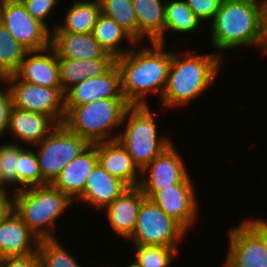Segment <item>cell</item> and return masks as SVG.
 Listing matches in <instances>:
<instances>
[{"instance_id":"1","label":"cell","mask_w":267,"mask_h":267,"mask_svg":"<svg viewBox=\"0 0 267 267\" xmlns=\"http://www.w3.org/2000/svg\"><path fill=\"white\" fill-rule=\"evenodd\" d=\"M137 43L124 55L116 58L121 74V91L130 106L150 105L149 96L158 95V102L165 91L172 51L167 45L148 42ZM139 49H136L138 46Z\"/></svg>"},{"instance_id":"2","label":"cell","mask_w":267,"mask_h":267,"mask_svg":"<svg viewBox=\"0 0 267 267\" xmlns=\"http://www.w3.org/2000/svg\"><path fill=\"white\" fill-rule=\"evenodd\" d=\"M207 26L211 29V46L222 59L227 51L243 46H256L263 55L266 1L222 0L214 19Z\"/></svg>"},{"instance_id":"3","label":"cell","mask_w":267,"mask_h":267,"mask_svg":"<svg viewBox=\"0 0 267 267\" xmlns=\"http://www.w3.org/2000/svg\"><path fill=\"white\" fill-rule=\"evenodd\" d=\"M224 60L216 53L195 54L189 51H172L168 80L161 97L160 109H184L190 102L215 84Z\"/></svg>"},{"instance_id":"4","label":"cell","mask_w":267,"mask_h":267,"mask_svg":"<svg viewBox=\"0 0 267 267\" xmlns=\"http://www.w3.org/2000/svg\"><path fill=\"white\" fill-rule=\"evenodd\" d=\"M72 205L74 202L52 184L14 192L15 212L39 240L57 238L56 221Z\"/></svg>"},{"instance_id":"5","label":"cell","mask_w":267,"mask_h":267,"mask_svg":"<svg viewBox=\"0 0 267 267\" xmlns=\"http://www.w3.org/2000/svg\"><path fill=\"white\" fill-rule=\"evenodd\" d=\"M129 106L124 98H108L74 106L66 112L63 124L89 144L116 140Z\"/></svg>"},{"instance_id":"6","label":"cell","mask_w":267,"mask_h":267,"mask_svg":"<svg viewBox=\"0 0 267 267\" xmlns=\"http://www.w3.org/2000/svg\"><path fill=\"white\" fill-rule=\"evenodd\" d=\"M155 114L150 105H139L129 106L123 116L118 140L140 170L173 143L169 136L159 135Z\"/></svg>"},{"instance_id":"7","label":"cell","mask_w":267,"mask_h":267,"mask_svg":"<svg viewBox=\"0 0 267 267\" xmlns=\"http://www.w3.org/2000/svg\"><path fill=\"white\" fill-rule=\"evenodd\" d=\"M90 144L64 124H58L41 142L33 145L42 179L52 184L61 170Z\"/></svg>"},{"instance_id":"8","label":"cell","mask_w":267,"mask_h":267,"mask_svg":"<svg viewBox=\"0 0 267 267\" xmlns=\"http://www.w3.org/2000/svg\"><path fill=\"white\" fill-rule=\"evenodd\" d=\"M188 232L150 198L142 201L136 228L128 239L133 245L179 248Z\"/></svg>"},{"instance_id":"9","label":"cell","mask_w":267,"mask_h":267,"mask_svg":"<svg viewBox=\"0 0 267 267\" xmlns=\"http://www.w3.org/2000/svg\"><path fill=\"white\" fill-rule=\"evenodd\" d=\"M228 231L223 267H267V236L249 216Z\"/></svg>"},{"instance_id":"10","label":"cell","mask_w":267,"mask_h":267,"mask_svg":"<svg viewBox=\"0 0 267 267\" xmlns=\"http://www.w3.org/2000/svg\"><path fill=\"white\" fill-rule=\"evenodd\" d=\"M5 83L12 94L13 106L50 116L57 124L65 118V96L62 88L43 87L20 80L15 74L7 76Z\"/></svg>"},{"instance_id":"11","label":"cell","mask_w":267,"mask_h":267,"mask_svg":"<svg viewBox=\"0 0 267 267\" xmlns=\"http://www.w3.org/2000/svg\"><path fill=\"white\" fill-rule=\"evenodd\" d=\"M0 22L27 51L51 46V31L35 20L20 0L0 1Z\"/></svg>"},{"instance_id":"12","label":"cell","mask_w":267,"mask_h":267,"mask_svg":"<svg viewBox=\"0 0 267 267\" xmlns=\"http://www.w3.org/2000/svg\"><path fill=\"white\" fill-rule=\"evenodd\" d=\"M183 157L173 142L141 170L138 187L145 197L151 198L157 191L173 184L193 181Z\"/></svg>"},{"instance_id":"13","label":"cell","mask_w":267,"mask_h":267,"mask_svg":"<svg viewBox=\"0 0 267 267\" xmlns=\"http://www.w3.org/2000/svg\"><path fill=\"white\" fill-rule=\"evenodd\" d=\"M193 182H179L157 191L150 199L188 233L199 218L200 204Z\"/></svg>"},{"instance_id":"14","label":"cell","mask_w":267,"mask_h":267,"mask_svg":"<svg viewBox=\"0 0 267 267\" xmlns=\"http://www.w3.org/2000/svg\"><path fill=\"white\" fill-rule=\"evenodd\" d=\"M65 111L74 106L108 98H124L121 74L116 63L104 74L73 85L65 94Z\"/></svg>"},{"instance_id":"15","label":"cell","mask_w":267,"mask_h":267,"mask_svg":"<svg viewBox=\"0 0 267 267\" xmlns=\"http://www.w3.org/2000/svg\"><path fill=\"white\" fill-rule=\"evenodd\" d=\"M98 163L97 143L90 144L65 165L52 185L75 203L82 197L87 179Z\"/></svg>"},{"instance_id":"16","label":"cell","mask_w":267,"mask_h":267,"mask_svg":"<svg viewBox=\"0 0 267 267\" xmlns=\"http://www.w3.org/2000/svg\"><path fill=\"white\" fill-rule=\"evenodd\" d=\"M15 75L28 83L43 87L62 88L58 57L51 46L39 51H28Z\"/></svg>"},{"instance_id":"17","label":"cell","mask_w":267,"mask_h":267,"mask_svg":"<svg viewBox=\"0 0 267 267\" xmlns=\"http://www.w3.org/2000/svg\"><path fill=\"white\" fill-rule=\"evenodd\" d=\"M144 198L145 195L138 186L129 187L104 209L108 224L118 237L127 241L131 237Z\"/></svg>"},{"instance_id":"18","label":"cell","mask_w":267,"mask_h":267,"mask_svg":"<svg viewBox=\"0 0 267 267\" xmlns=\"http://www.w3.org/2000/svg\"><path fill=\"white\" fill-rule=\"evenodd\" d=\"M39 243L38 237L15 210L0 222V259L36 253Z\"/></svg>"},{"instance_id":"19","label":"cell","mask_w":267,"mask_h":267,"mask_svg":"<svg viewBox=\"0 0 267 267\" xmlns=\"http://www.w3.org/2000/svg\"><path fill=\"white\" fill-rule=\"evenodd\" d=\"M128 188L129 186L125 182L111 176L98 163L90 173L83 195L77 203L91 206L90 208L93 207L96 211L102 212Z\"/></svg>"},{"instance_id":"20","label":"cell","mask_w":267,"mask_h":267,"mask_svg":"<svg viewBox=\"0 0 267 267\" xmlns=\"http://www.w3.org/2000/svg\"><path fill=\"white\" fill-rule=\"evenodd\" d=\"M58 124L48 115L12 107L7 134L14 137L12 143L33 146L46 138ZM9 132V133H8ZM21 142V143H20Z\"/></svg>"},{"instance_id":"21","label":"cell","mask_w":267,"mask_h":267,"mask_svg":"<svg viewBox=\"0 0 267 267\" xmlns=\"http://www.w3.org/2000/svg\"><path fill=\"white\" fill-rule=\"evenodd\" d=\"M97 153L99 163L111 176L129 187L139 185L141 170L118 139L97 143Z\"/></svg>"},{"instance_id":"22","label":"cell","mask_w":267,"mask_h":267,"mask_svg":"<svg viewBox=\"0 0 267 267\" xmlns=\"http://www.w3.org/2000/svg\"><path fill=\"white\" fill-rule=\"evenodd\" d=\"M51 47L58 58L74 60L115 58L104 50L92 33H51Z\"/></svg>"},{"instance_id":"23","label":"cell","mask_w":267,"mask_h":267,"mask_svg":"<svg viewBox=\"0 0 267 267\" xmlns=\"http://www.w3.org/2000/svg\"><path fill=\"white\" fill-rule=\"evenodd\" d=\"M166 0H132L138 22V43L164 44Z\"/></svg>"},{"instance_id":"24","label":"cell","mask_w":267,"mask_h":267,"mask_svg":"<svg viewBox=\"0 0 267 267\" xmlns=\"http://www.w3.org/2000/svg\"><path fill=\"white\" fill-rule=\"evenodd\" d=\"M115 63L116 58H93L89 60L58 58L62 91L65 93L73 85L85 79L106 73Z\"/></svg>"},{"instance_id":"25","label":"cell","mask_w":267,"mask_h":267,"mask_svg":"<svg viewBox=\"0 0 267 267\" xmlns=\"http://www.w3.org/2000/svg\"><path fill=\"white\" fill-rule=\"evenodd\" d=\"M63 16L62 23H56L51 33H92L101 14L99 0H73Z\"/></svg>"},{"instance_id":"26","label":"cell","mask_w":267,"mask_h":267,"mask_svg":"<svg viewBox=\"0 0 267 267\" xmlns=\"http://www.w3.org/2000/svg\"><path fill=\"white\" fill-rule=\"evenodd\" d=\"M92 34L104 50L107 53L112 54L115 58L124 55L137 44L127 31L123 29L114 19H111L102 13L97 19ZM125 40L128 42V46H132L131 48H127V44L126 46L125 44H122L123 42L125 43ZM122 45H124V47Z\"/></svg>"},{"instance_id":"27","label":"cell","mask_w":267,"mask_h":267,"mask_svg":"<svg viewBox=\"0 0 267 267\" xmlns=\"http://www.w3.org/2000/svg\"><path fill=\"white\" fill-rule=\"evenodd\" d=\"M203 25L196 15L188 7L186 0H166L165 1V26L164 44L166 45V33H177L179 35H189L198 33ZM199 30V31H198ZM168 31V32H167ZM170 31V32H169Z\"/></svg>"},{"instance_id":"28","label":"cell","mask_w":267,"mask_h":267,"mask_svg":"<svg viewBox=\"0 0 267 267\" xmlns=\"http://www.w3.org/2000/svg\"><path fill=\"white\" fill-rule=\"evenodd\" d=\"M28 149L19 144V158L17 161V191L47 183L42 179L37 153L34 147Z\"/></svg>"},{"instance_id":"29","label":"cell","mask_w":267,"mask_h":267,"mask_svg":"<svg viewBox=\"0 0 267 267\" xmlns=\"http://www.w3.org/2000/svg\"><path fill=\"white\" fill-rule=\"evenodd\" d=\"M101 13L114 19L138 43V22L132 0H99Z\"/></svg>"},{"instance_id":"30","label":"cell","mask_w":267,"mask_h":267,"mask_svg":"<svg viewBox=\"0 0 267 267\" xmlns=\"http://www.w3.org/2000/svg\"><path fill=\"white\" fill-rule=\"evenodd\" d=\"M27 52L0 22V73L4 78L17 72Z\"/></svg>"},{"instance_id":"31","label":"cell","mask_w":267,"mask_h":267,"mask_svg":"<svg viewBox=\"0 0 267 267\" xmlns=\"http://www.w3.org/2000/svg\"><path fill=\"white\" fill-rule=\"evenodd\" d=\"M62 244L59 237L40 240L37 251L39 267H83Z\"/></svg>"},{"instance_id":"32","label":"cell","mask_w":267,"mask_h":267,"mask_svg":"<svg viewBox=\"0 0 267 267\" xmlns=\"http://www.w3.org/2000/svg\"><path fill=\"white\" fill-rule=\"evenodd\" d=\"M134 252L133 262L139 267H171L180 250L165 246L132 245Z\"/></svg>"},{"instance_id":"33","label":"cell","mask_w":267,"mask_h":267,"mask_svg":"<svg viewBox=\"0 0 267 267\" xmlns=\"http://www.w3.org/2000/svg\"><path fill=\"white\" fill-rule=\"evenodd\" d=\"M9 142L0 143V189L17 192L19 144Z\"/></svg>"},{"instance_id":"34","label":"cell","mask_w":267,"mask_h":267,"mask_svg":"<svg viewBox=\"0 0 267 267\" xmlns=\"http://www.w3.org/2000/svg\"><path fill=\"white\" fill-rule=\"evenodd\" d=\"M25 6L27 12L40 23L45 25L51 32L54 30V26L51 24L49 26L47 19L49 15L54 13V9H57L59 5V0H20ZM53 11V12H52ZM53 26V27H52Z\"/></svg>"},{"instance_id":"35","label":"cell","mask_w":267,"mask_h":267,"mask_svg":"<svg viewBox=\"0 0 267 267\" xmlns=\"http://www.w3.org/2000/svg\"><path fill=\"white\" fill-rule=\"evenodd\" d=\"M222 0H186L188 7L202 25L210 24L219 9ZM206 22V23H205Z\"/></svg>"},{"instance_id":"36","label":"cell","mask_w":267,"mask_h":267,"mask_svg":"<svg viewBox=\"0 0 267 267\" xmlns=\"http://www.w3.org/2000/svg\"><path fill=\"white\" fill-rule=\"evenodd\" d=\"M7 87H6V86ZM5 87V89L3 88ZM13 107L12 94L9 89V86L3 82V85L0 86V138L6 135L11 109Z\"/></svg>"},{"instance_id":"37","label":"cell","mask_w":267,"mask_h":267,"mask_svg":"<svg viewBox=\"0 0 267 267\" xmlns=\"http://www.w3.org/2000/svg\"><path fill=\"white\" fill-rule=\"evenodd\" d=\"M0 267H39L38 252L26 256L1 258Z\"/></svg>"},{"instance_id":"38","label":"cell","mask_w":267,"mask_h":267,"mask_svg":"<svg viewBox=\"0 0 267 267\" xmlns=\"http://www.w3.org/2000/svg\"><path fill=\"white\" fill-rule=\"evenodd\" d=\"M14 210V192L0 189V222Z\"/></svg>"},{"instance_id":"39","label":"cell","mask_w":267,"mask_h":267,"mask_svg":"<svg viewBox=\"0 0 267 267\" xmlns=\"http://www.w3.org/2000/svg\"><path fill=\"white\" fill-rule=\"evenodd\" d=\"M267 236V219L249 217Z\"/></svg>"},{"instance_id":"40","label":"cell","mask_w":267,"mask_h":267,"mask_svg":"<svg viewBox=\"0 0 267 267\" xmlns=\"http://www.w3.org/2000/svg\"><path fill=\"white\" fill-rule=\"evenodd\" d=\"M263 55L267 56V17H266V26H265V45H264Z\"/></svg>"},{"instance_id":"41","label":"cell","mask_w":267,"mask_h":267,"mask_svg":"<svg viewBox=\"0 0 267 267\" xmlns=\"http://www.w3.org/2000/svg\"><path fill=\"white\" fill-rule=\"evenodd\" d=\"M126 267H139V266L132 261L130 264L126 265Z\"/></svg>"},{"instance_id":"42","label":"cell","mask_w":267,"mask_h":267,"mask_svg":"<svg viewBox=\"0 0 267 267\" xmlns=\"http://www.w3.org/2000/svg\"><path fill=\"white\" fill-rule=\"evenodd\" d=\"M3 82H5V78L3 77V75L0 73V83L3 84ZM0 84V86H1Z\"/></svg>"},{"instance_id":"43","label":"cell","mask_w":267,"mask_h":267,"mask_svg":"<svg viewBox=\"0 0 267 267\" xmlns=\"http://www.w3.org/2000/svg\"><path fill=\"white\" fill-rule=\"evenodd\" d=\"M266 1V17H267V0H265Z\"/></svg>"}]
</instances>
